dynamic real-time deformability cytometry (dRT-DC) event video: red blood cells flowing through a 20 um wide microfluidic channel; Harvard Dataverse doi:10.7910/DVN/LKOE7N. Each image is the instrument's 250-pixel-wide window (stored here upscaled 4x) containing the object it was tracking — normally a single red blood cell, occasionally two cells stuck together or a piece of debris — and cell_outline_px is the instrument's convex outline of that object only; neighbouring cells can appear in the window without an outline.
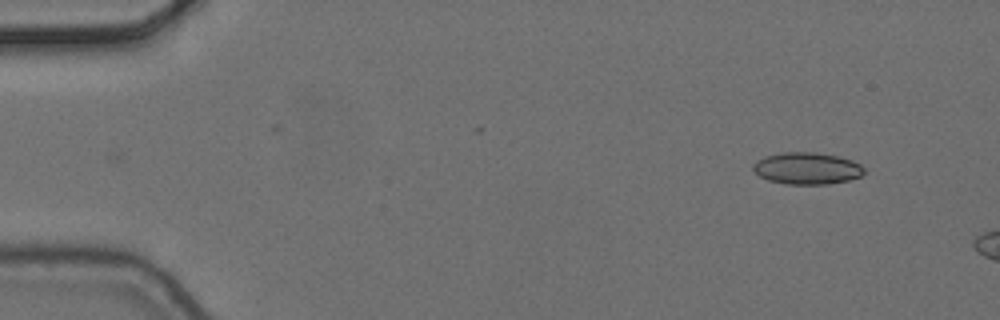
{"species": "common noctule bat (a hibernating species)", "species_latin": "Nyctalus noctula", "temperature_condition": "cold", "stored_images_in_passage": 3, "camera_frame_rate_fps": 3000, "um_per_image_px": 0.085, "animal": {"sex": "female", "body_mass_g": 24.6, "forearm_length_mm": 56.2}, "frame": {"image": 1, "passage_image": 3, "time_ms": 0.667, "image_size_px": [1000, 320], "cell_outline_px": [[864, 172], [860, 176], [848, 180], [828, 184], [788, 184], [768, 180], [760, 176], [752, 168], [752, 164], [756, 160], [764, 156], [784, 152], [816, 152], [840, 156], [852, 160], [860, 164], [864, 168]], "centroid_in_image_um": [68.59, 14.3], "position_along_channel_um": 16.4, "area_um2": 20.69}}